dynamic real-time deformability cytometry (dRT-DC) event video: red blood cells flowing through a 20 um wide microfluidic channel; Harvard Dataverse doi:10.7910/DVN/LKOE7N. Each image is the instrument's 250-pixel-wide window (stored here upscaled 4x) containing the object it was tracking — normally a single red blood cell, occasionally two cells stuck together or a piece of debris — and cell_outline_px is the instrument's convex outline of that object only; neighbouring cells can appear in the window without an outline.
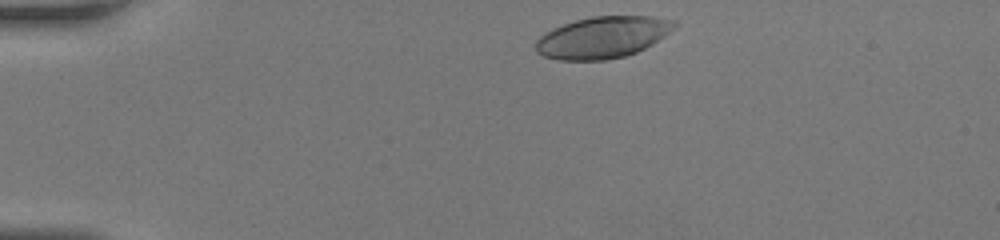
{"species": "human", "species_latin": "Homo sapiens", "temperature_condition": "room temperature", "stored_images_in_passage": 33, "camera_frame_rate_fps": 3000, "um_per_image_px": 0.085, "donor": {"sex": "female"}, "frame": {"image": 1, "passage_image": 1, "time_ms": 0.0, "image_size_px": [1000, 240], "cell_outline_px": [[676, 24], [664, 36], [652, 44], [636, 52], [624, 56], [604, 60], [560, 60], [544, 56], [536, 52], [536, 40], [540, 36], [552, 28], [576, 20], [592, 16], [648, 16], [676, 20]], "centroid_in_image_um": [51.2, 3.17], "position_along_channel_um": 33.8, "area_um2": 33.35}}
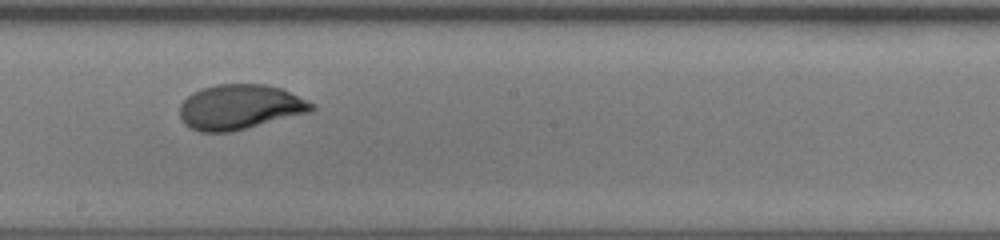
{"frame": {"image": 2, "passage_image": 18, "time_ms": 5.667, "image_size_px": [1000, 240], "cell_outline_px": [[316, 108], [312, 112], [232, 132], [200, 132], [184, 124], [180, 116], [180, 104], [188, 96], [204, 88], [216, 84], [264, 84], [280, 88], [316, 104]], "centroid_in_image_um": [20.42, 9.11], "position_along_channel_um": 227.8, "area_um2": 34.56}}
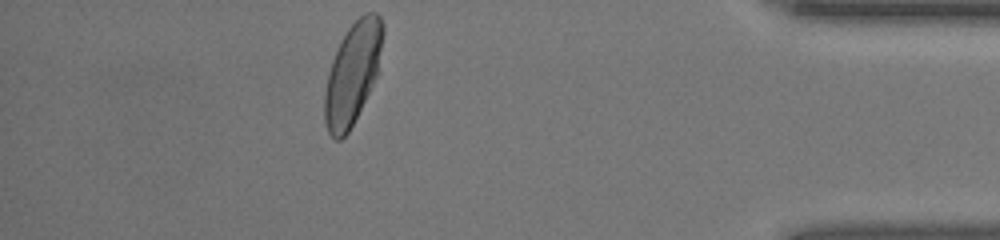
{"frame": {"image": 3, "passage_image": 32, "time_ms": 10.333, "image_size_px": [1000, 240], "cell_outline_px": [[384, 32], [376, 76], [348, 132], [340, 140], [336, 140], [328, 132], [324, 120], [324, 92], [328, 72], [332, 60], [340, 40], [348, 28], [364, 12], [376, 12], [380, 16], [384, 24]], "centroid_in_image_um": [29.95, 6.19], "position_along_channel_um": 405.3, "area_um2": 34.1}}